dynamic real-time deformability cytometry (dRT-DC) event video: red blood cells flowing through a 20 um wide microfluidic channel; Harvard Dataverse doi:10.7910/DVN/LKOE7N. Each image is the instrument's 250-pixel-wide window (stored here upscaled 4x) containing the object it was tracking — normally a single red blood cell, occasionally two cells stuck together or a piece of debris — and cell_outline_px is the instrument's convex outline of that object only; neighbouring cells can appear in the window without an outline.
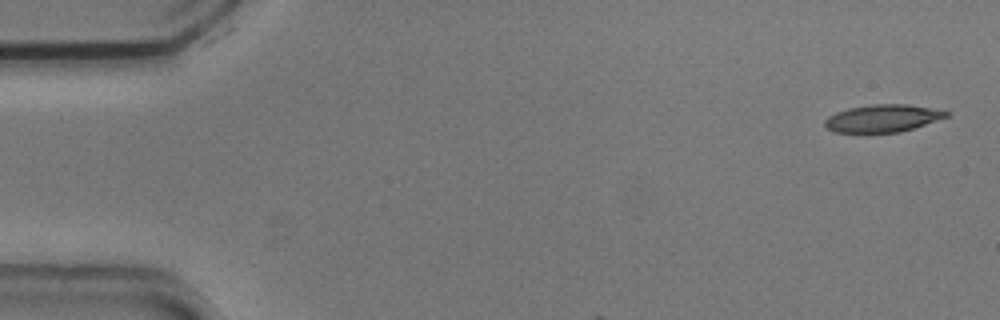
{"species": "common noctule bat (a hibernating species)", "species_latin": "Nyctalus noctula", "temperature_condition": "cold", "stored_images_in_passage": 5, "camera_frame_rate_fps": 3000, "um_per_image_px": 0.085, "animal": {"sex": "male", "body_mass_g": 20.5, "forearm_length_mm": 52.5}, "frame": {"image": 1, "passage_image": 1, "time_ms": 0.0, "image_size_px": [1000, 320], "cell_outline_px": [[952, 112], [948, 116], [900, 132], [836, 132], [828, 128], [824, 124], [824, 120], [828, 116], [836, 112], [848, 108], [872, 104], [908, 104]], "centroid_in_image_um": [75.01, 10.04], "position_along_channel_um": 10.0, "area_um2": 19.19}}
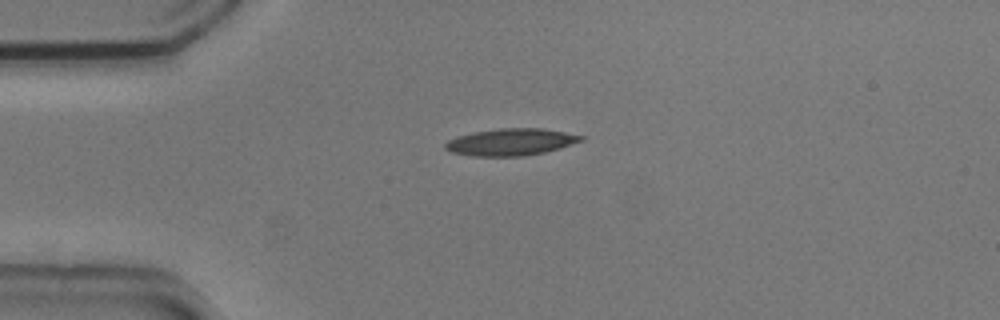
{"frame": {"image": 2, "passage_image": 4, "time_ms": 1.0, "image_size_px": [1000, 320], "cell_outline_px": [[584, 140], [560, 148], [544, 152], [524, 156], [472, 156], [452, 152], [444, 148], [444, 144], [448, 140], [460, 136], [476, 132], [500, 128], [540, 128], [564, 132], [584, 136]], "centroid_in_image_um": [43.44, 12.08], "position_along_channel_um": 41.6, "area_um2": 21.1}}